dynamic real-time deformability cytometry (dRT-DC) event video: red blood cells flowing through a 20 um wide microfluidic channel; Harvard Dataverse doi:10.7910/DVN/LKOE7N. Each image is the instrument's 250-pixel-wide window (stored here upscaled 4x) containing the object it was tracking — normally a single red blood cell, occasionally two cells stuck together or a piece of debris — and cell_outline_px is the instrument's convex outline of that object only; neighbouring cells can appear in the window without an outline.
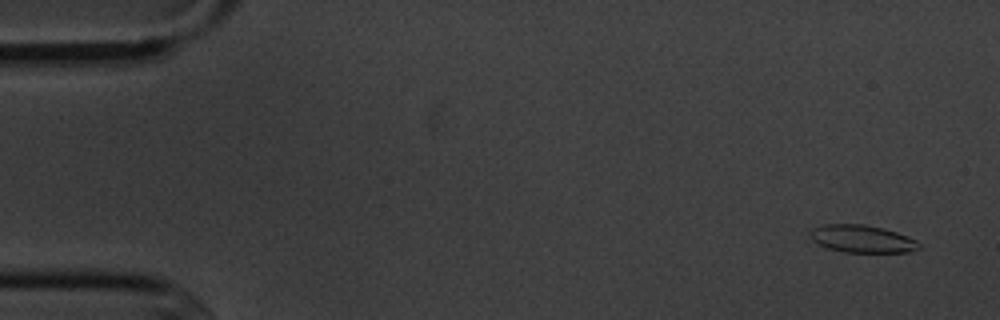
{"species": "common noctule bat (a hibernating species)", "species_latin": "Nyctalus noctula", "temperature_condition": "cold", "stored_images_in_passage": 6, "camera_frame_rate_fps": 3000, "um_per_image_px": 0.085, "animal": {"sex": "male", "body_mass_g": 20.1, "forearm_length_mm": 53.5}, "frame": {"image": 1, "passage_image": 1, "time_ms": 0.0, "image_size_px": [1000, 320], "cell_outline_px": [[920, 248], [908, 252], [844, 252], [828, 248], [812, 240], [812, 228], [824, 224], [864, 224], [896, 232], [908, 236], [916, 240], [920, 244]], "centroid_in_image_um": [73.3, 20.3], "position_along_channel_um": 11.7, "area_um2": 17.22}}
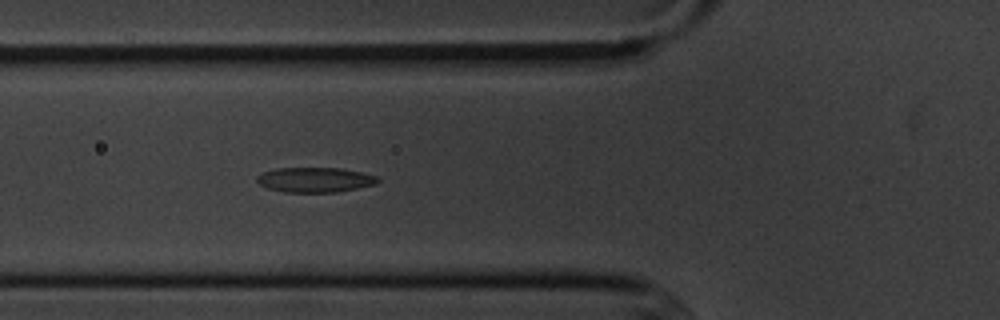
{"frame": {"image": 2, "passage_image": 6, "time_ms": 5.667, "image_size_px": [1000, 320], "cell_outline_px": [[380, 180], [376, 184], [336, 192], [284, 192], [268, 188], [260, 184], [256, 180], [256, 176], [264, 172], [276, 168], [340, 168], [364, 172], [376, 176]], "centroid_in_image_um": [26.78, 15.28], "position_along_channel_um": 99.0, "area_um2": 17.51}}